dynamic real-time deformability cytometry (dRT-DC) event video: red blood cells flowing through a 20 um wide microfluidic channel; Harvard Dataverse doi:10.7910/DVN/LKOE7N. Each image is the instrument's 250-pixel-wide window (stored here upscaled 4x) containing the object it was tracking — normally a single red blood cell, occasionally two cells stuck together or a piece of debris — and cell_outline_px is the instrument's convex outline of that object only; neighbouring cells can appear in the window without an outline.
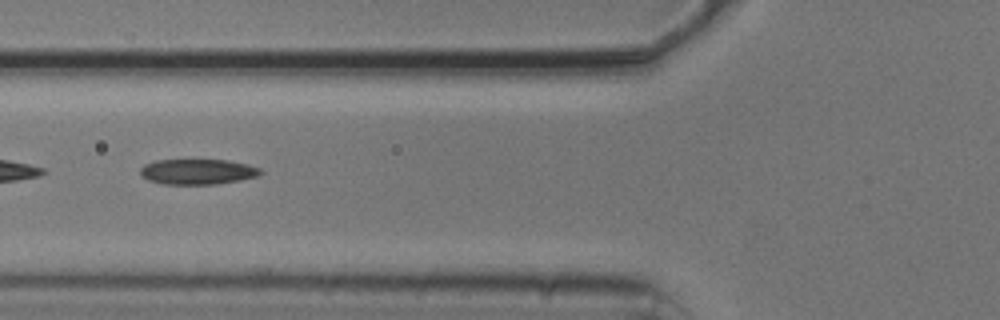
{"species": "common noctule bat (a hibernating species)", "species_latin": "Nyctalus noctula", "temperature_condition": "cold", "stored_images_in_passage": 13, "camera_frame_rate_fps": 3000, "um_per_image_px": 0.085, "animal": {"sex": "male", "body_mass_g": 20.5, "forearm_length_mm": 52.5}, "frame": {"image": 1, "passage_image": 7, "time_ms": 2.0, "image_size_px": [1000, 320], "cell_outline_px": [[264, 172], [256, 176], [240, 180], [216, 184], [164, 184], [148, 180], [140, 172], [140, 168], [144, 164], [156, 160], [228, 160], [248, 164], [260, 168]], "centroid_in_image_um": [16.81, 14.59], "position_along_channel_um": 109.0, "area_um2": 17.74}}
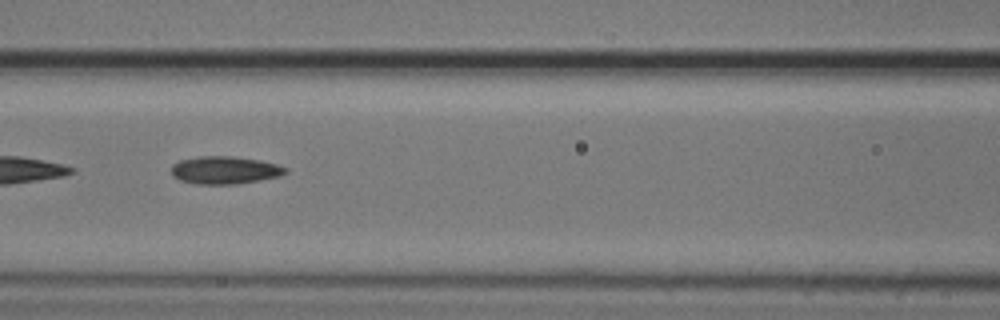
{"frame": {"image": 2, "passage_image": 10, "time_ms": 3.0, "image_size_px": [1000, 320], "cell_outline_px": [[288, 172], [280, 176], [260, 180], [236, 184], [196, 184], [180, 180], [172, 176], [172, 164], [180, 160], [200, 156], [232, 156], [260, 160], [276, 164], [288, 168]], "centroid_in_image_um": [19.11, 14.46], "position_along_channel_um": 147.5, "area_um2": 18.5}}